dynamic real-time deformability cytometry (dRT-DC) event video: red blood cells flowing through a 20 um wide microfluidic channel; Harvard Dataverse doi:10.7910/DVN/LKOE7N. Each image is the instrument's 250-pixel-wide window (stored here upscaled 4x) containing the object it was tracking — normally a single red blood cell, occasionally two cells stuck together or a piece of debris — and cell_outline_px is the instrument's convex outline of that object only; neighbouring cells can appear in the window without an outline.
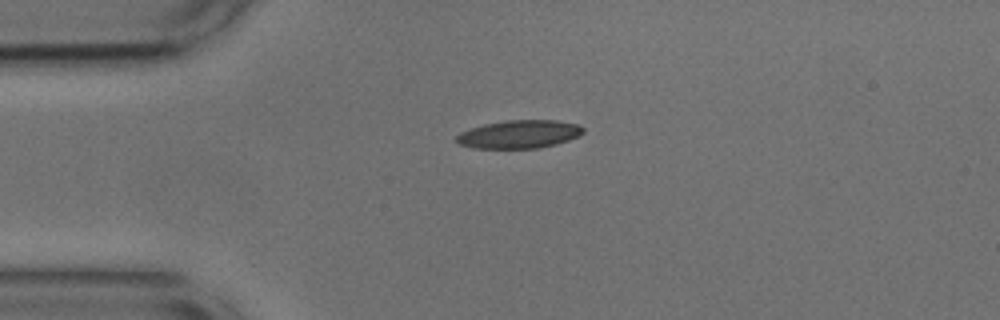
{"species": "common noctule bat (a hibernating species)", "species_latin": "Nyctalus noctula", "temperature_condition": "cold", "stored_images_in_passage": 42, "camera_frame_rate_fps": 3000, "um_per_image_px": 0.085, "animal": {"sex": "male", "body_mass_g": 17.9, "forearm_length_mm": 54.2}, "frame": {"image": 1, "passage_image": 1, "time_ms": 0.0, "image_size_px": [1000, 320], "cell_outline_px": [[580, 132], [572, 136], [548, 144], [524, 148], [492, 148], [468, 144], [460, 140], [460, 136], [468, 132], [492, 124], [528, 120], [536, 120], [568, 124], [580, 128]], "centroid_in_image_um": [44.15, 11.42], "position_along_channel_um": 40.8, "area_um2": 17.34}}
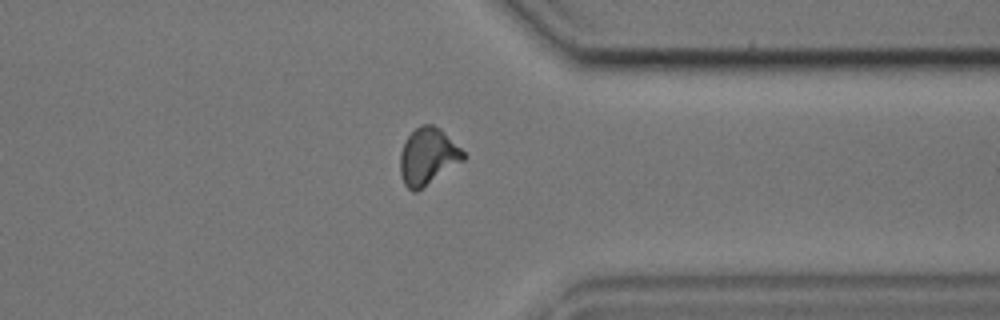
{"frame": {"image": 2, "passage_image": 30, "time_ms": 9.667, "image_size_px": [1000, 320], "cell_outline_px": [[464, 156], [420, 188], [412, 188], [404, 180], [404, 144], [412, 132], [420, 128], [436, 128], [464, 152]], "centroid_in_image_um": [36.39, 13.27], "position_along_channel_um": 375.0, "area_um2": 17.57}}
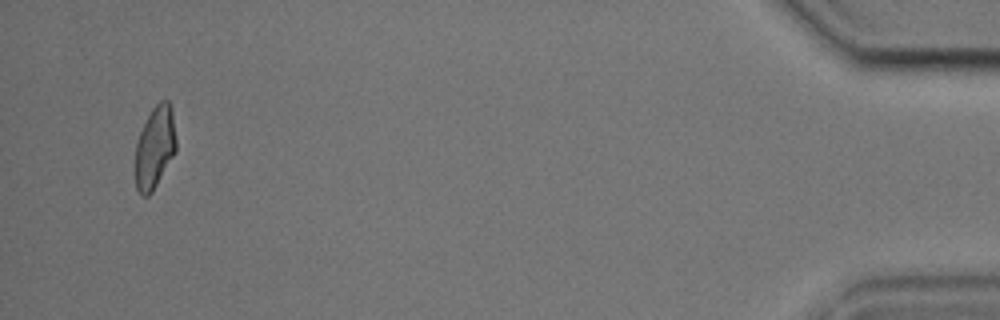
{"frame": {"image": 3, "passage_image": 40, "time_ms": 13.0, "image_size_px": [1000, 320], "cell_outline_px": [[176, 148], [152, 188], [148, 192], [140, 188], [136, 184], [136, 152], [140, 136], [152, 112], [156, 108], [168, 104], [172, 124]], "centroid_in_image_um": [13.14, 12.57], "position_along_channel_um": 422.1, "area_um2": 16.47}, "authors_computed_cell_mechanics": {"area_um2": 16.4152, "velocity_mm_per_s": 3.7247, "shape_relaxation_time_tau1_ms": null, "shape_relaxation_time_tau2_ms": 3.1919, "deformation_change_tau1": null, "deformation_change_tau2": 0.0956}}